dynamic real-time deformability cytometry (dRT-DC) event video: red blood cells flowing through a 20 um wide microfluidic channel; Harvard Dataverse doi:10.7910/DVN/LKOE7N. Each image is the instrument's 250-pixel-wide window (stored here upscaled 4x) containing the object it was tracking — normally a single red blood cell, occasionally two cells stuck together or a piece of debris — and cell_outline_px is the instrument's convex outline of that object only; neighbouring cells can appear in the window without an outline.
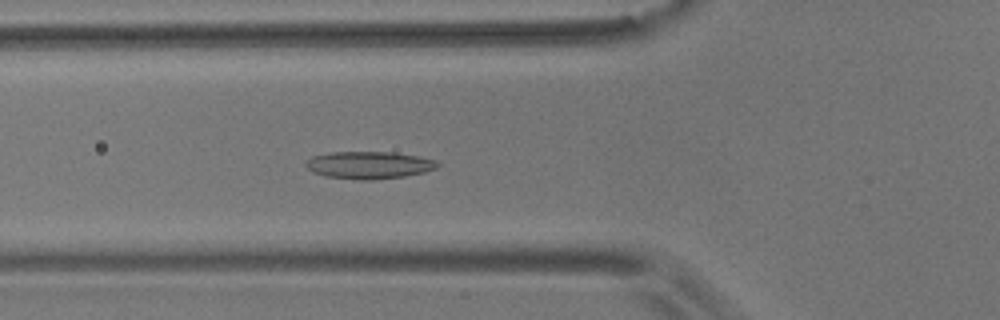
{"species": "common noctule bat (a hibernating species)", "species_latin": "Nyctalus noctula", "temperature_condition": "room temperature", "stored_images_in_passage": 55, "camera_frame_rate_fps": 3000, "um_per_image_px": 0.085, "animal": {"sex": "male", "body_mass_g": 17.9}, "frame": {"image": 1, "passage_image": 19, "time_ms": 6.0, "image_size_px": [1000, 320], "cell_outline_px": [[440, 164], [436, 168], [424, 172], [404, 176], [372, 180], [360, 180], [324, 176], [312, 172], [304, 164], [304, 160], [312, 156], [332, 152], [392, 152], [416, 156], [436, 160]], "centroid_in_image_um": [31.32, 14.03], "position_along_channel_um": 94.5, "area_um2": 21.04}}
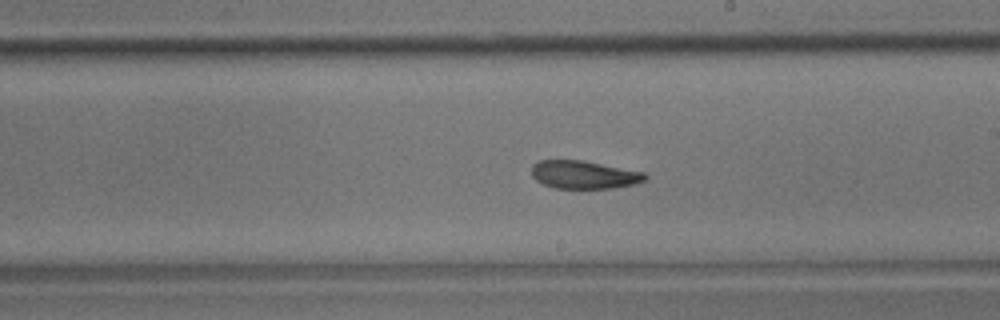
{"frame": {"image": 2, "passage_image": 31, "time_ms": 10.0, "image_size_px": [1000, 320], "cell_outline_px": [[648, 180], [632, 184], [612, 188], [556, 188], [544, 184], [536, 180], [532, 176], [532, 164], [536, 160], [584, 160], [644, 172], [648, 176]], "centroid_in_image_um": [49.64, 14.83], "position_along_channel_um": 239.4, "area_um2": 18.61}}
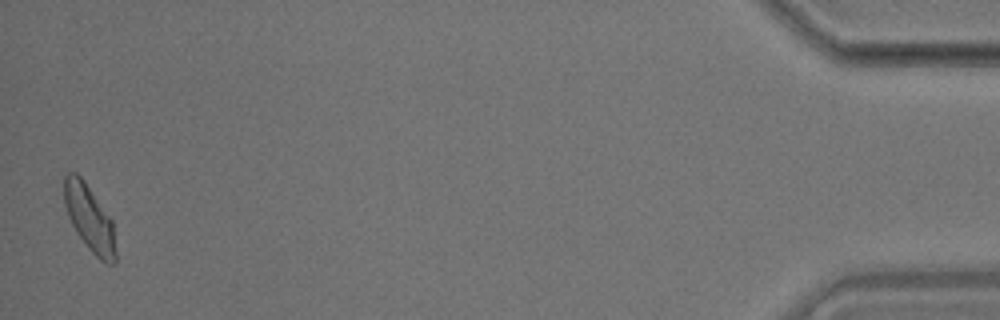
{"frame": {"image": 3, "passage_image": 54, "time_ms": 17.667, "image_size_px": [1000, 320], "cell_outline_px": [[116, 264], [108, 264], [100, 260], [88, 248], [76, 232], [68, 216], [64, 204], [64, 176], [68, 172], [76, 172], [84, 180], [112, 220], [116, 252]], "centroid_in_image_um": [7.6, 18.56], "position_along_channel_um": 427.6, "area_um2": 19.83}, "authors_computed_cell_mechanics": {"area_um2": 19.9988, "velocity_mm_per_s": 3.6163, "shape_relaxation_time_tau1_ms": 5.1609, "shape_relaxation_time_tau2_ms": 4.3036, "deformation_change_tau1": 0.1255, "deformation_change_tau2": 0.1148}}